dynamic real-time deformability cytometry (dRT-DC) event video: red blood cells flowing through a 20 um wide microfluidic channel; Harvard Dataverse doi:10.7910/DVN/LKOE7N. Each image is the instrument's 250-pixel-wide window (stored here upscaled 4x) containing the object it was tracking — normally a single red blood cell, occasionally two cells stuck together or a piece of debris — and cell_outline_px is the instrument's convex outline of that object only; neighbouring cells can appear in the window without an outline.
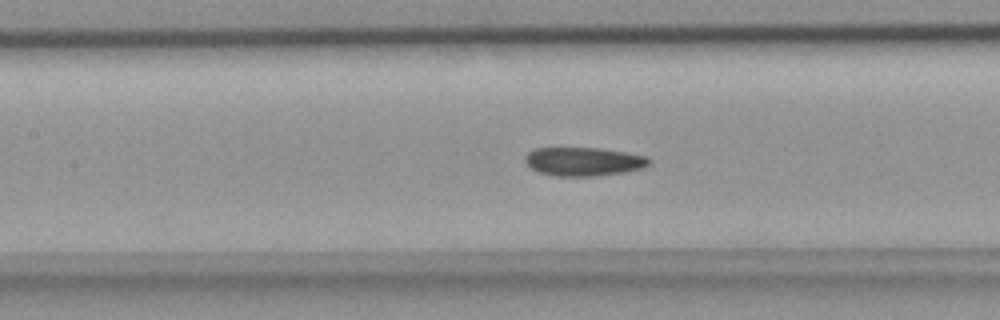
{"species": "common noctule bat (a hibernating species)", "species_latin": "Nyctalus noctula", "temperature_condition": "room temperature", "stored_images_in_passage": 35, "segment_of_instrument_passage": [1, 2], "camera_frame_rate_fps": 3000, "um_per_image_px": 0.085, "animal": {"sex": "female", "body_mass_g": 18.4}, "frame": {"image": 1, "passage_image": 7, "time_ms": 2.0, "image_size_px": [1000, 320], "cell_outline_px": [[652, 160], [648, 164], [640, 168], [624, 172], [596, 176], [556, 176], [536, 172], [524, 160], [524, 156], [528, 152], [536, 148], [600, 148], [624, 152], [644, 156]], "centroid_in_image_um": [49.55, 13.73], "position_along_channel_um": 157.8, "area_um2": 20.58}}
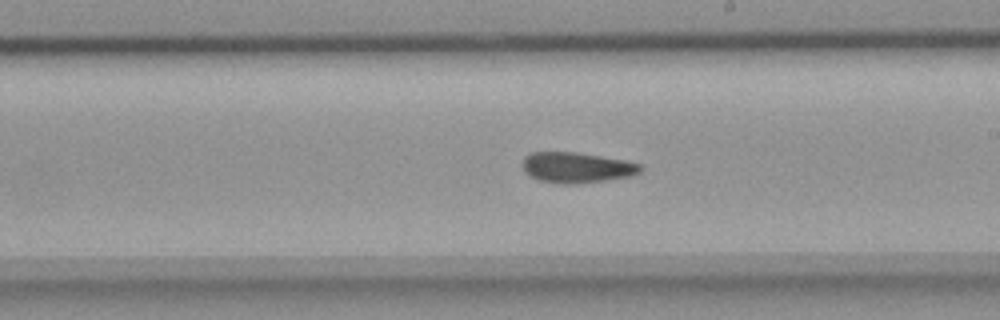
{"frame": {"image": 2, "passage_image": 13, "time_ms": 4.0, "image_size_px": [1000, 320], "cell_outline_px": [[644, 168], [640, 172], [632, 176], [604, 180], [572, 184], [564, 184], [540, 180], [524, 172], [520, 164], [524, 156], [528, 152], [576, 152], [624, 160], [640, 164]], "centroid_in_image_um": [48.98, 14.23], "position_along_channel_um": 240.0, "area_um2": 21.04}}
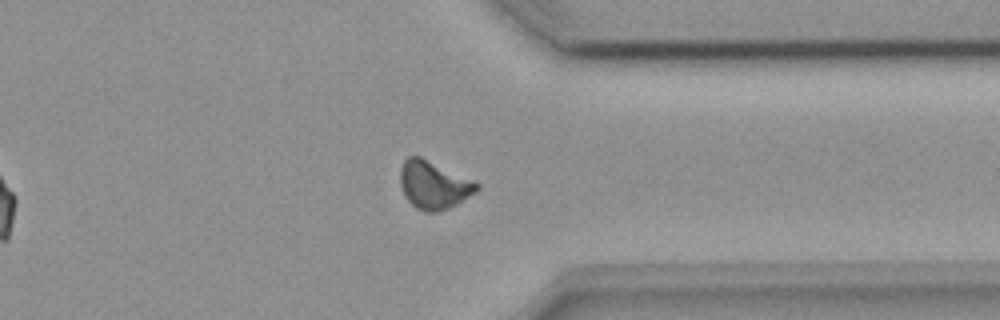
{"frame": {"image": 3, "passage_image": 23, "time_ms": 7.333, "image_size_px": [1000, 320], "cell_outline_px": [[480, 188], [476, 192], [456, 204], [448, 208], [436, 212], [424, 212], [416, 208], [404, 196], [400, 184], [400, 168], [404, 160], [408, 156], [420, 156], [472, 180], [480, 184]], "centroid_in_image_um": [36.84, 15.72], "position_along_channel_um": 374.6, "area_um2": 21.27}}